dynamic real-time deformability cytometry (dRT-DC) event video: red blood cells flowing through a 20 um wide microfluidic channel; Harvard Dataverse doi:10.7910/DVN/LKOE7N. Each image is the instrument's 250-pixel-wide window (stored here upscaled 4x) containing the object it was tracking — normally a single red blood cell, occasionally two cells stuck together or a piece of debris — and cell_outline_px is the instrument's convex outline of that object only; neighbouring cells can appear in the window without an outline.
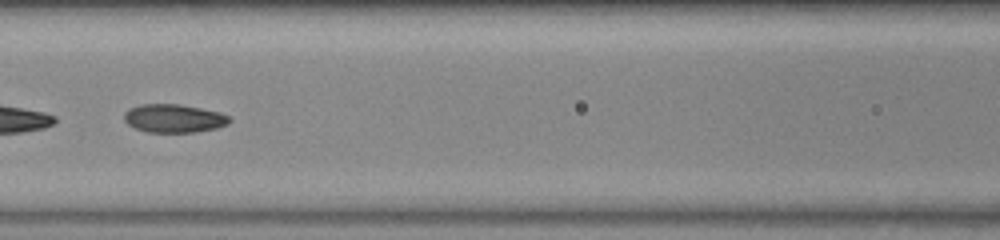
{"species": "common noctule bat (a hibernating species)", "species_latin": "Nyctalus noctula", "temperature_condition": "warm", "stored_images_in_passage": 24, "camera_frame_rate_fps": 3000, "um_per_image_px": 0.085, "animal": {"sex": "female", "body_mass_g": 23.0, "forearm_length_mm": 53.4}, "frame": {"image": 1, "passage_image": 11, "time_ms": 3.333, "image_size_px": [1000, 240], "cell_outline_px": [[232, 120], [228, 124], [216, 128], [196, 132], [148, 132], [136, 128], [128, 124], [124, 120], [124, 112], [140, 104], [180, 104], [220, 112], [228, 116]], "centroid_in_image_um": [14.8, 10.06], "position_along_channel_um": 151.8, "area_um2": 17.34}}
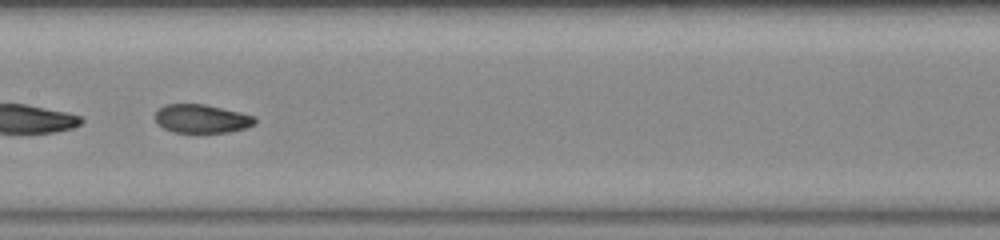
{"frame": {"image": 2, "passage_image": 14, "time_ms": 4.333, "image_size_px": [1000, 240], "cell_outline_px": [[256, 124], [244, 128], [228, 132], [176, 132], [164, 128], [156, 120], [156, 112], [164, 104], [204, 104], [240, 112], [256, 116]], "centroid_in_image_um": [17.18, 10.08], "position_along_channel_um": 190.2, "area_um2": 16.42}}